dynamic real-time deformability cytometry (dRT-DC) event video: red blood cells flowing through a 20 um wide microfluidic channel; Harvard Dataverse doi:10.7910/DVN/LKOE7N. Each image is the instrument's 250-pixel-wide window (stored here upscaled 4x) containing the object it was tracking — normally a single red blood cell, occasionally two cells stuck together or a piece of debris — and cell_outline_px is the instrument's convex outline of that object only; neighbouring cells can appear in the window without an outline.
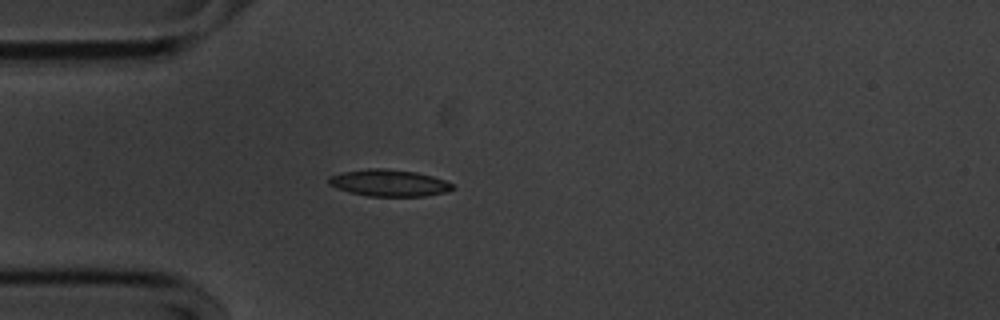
{"species": "common noctule bat (a hibernating species)", "species_latin": "Nyctalus noctula", "temperature_condition": "cold", "stored_images_in_passage": 41, "camera_frame_rate_fps": 3000, "um_per_image_px": 0.085, "animal": {"sex": "male", "body_mass_g": 20.1, "forearm_length_mm": 53.5}, "frame": {"image": 1, "passage_image": 1, "time_ms": 0.0, "image_size_px": [1000, 320], "cell_outline_px": [[456, 188], [444, 192], [424, 196], [368, 196], [348, 192], [336, 188], [328, 184], [328, 176], [340, 172], [368, 168], [384, 168], [416, 172], [432, 176], [444, 180], [452, 184]], "centroid_in_image_um": [33.01, 15.54], "position_along_channel_um": 52.0, "area_um2": 19.42}}
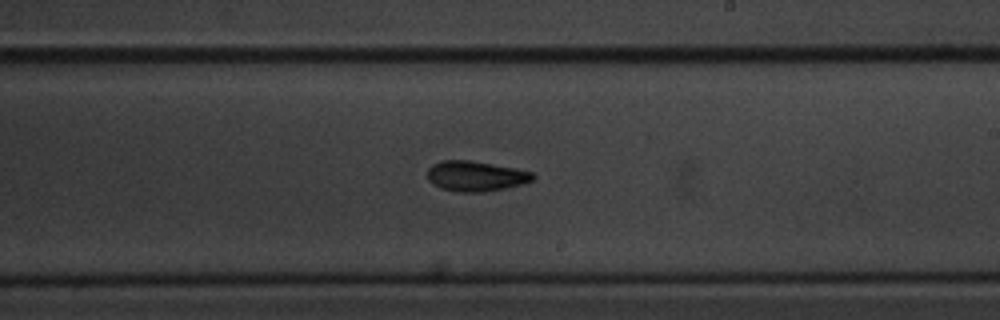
{"frame": {"image": 2, "passage_image": 18, "time_ms": 5.667, "image_size_px": [1000, 320], "cell_outline_px": [[536, 176], [532, 180], [524, 184], [504, 188], [480, 192], [456, 192], [440, 188], [432, 184], [428, 180], [428, 168], [432, 164], [440, 160], [468, 160], [516, 168], [532, 172]], "centroid_in_image_um": [40.41, 14.97], "position_along_channel_um": 248.6, "area_um2": 18.67}}
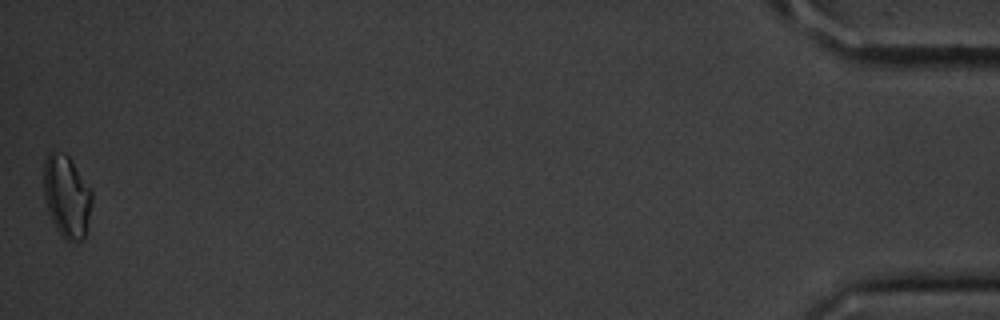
{"frame": {"image": 3, "passage_image": 41, "time_ms": 13.333, "image_size_px": [1000, 320], "cell_outline_px": [[92, 204], [84, 240], [76, 244], [64, 240], [56, 228], [48, 212], [44, 196], [44, 160], [48, 152], [52, 148], [64, 152], [68, 156], [92, 192]], "centroid_in_image_um": [5.66, 16.71], "position_along_channel_um": 429.5, "area_um2": 23.47}, "authors_computed_cell_mechanics": {"area_um2": 18.6694, "velocity_mm_per_s": 3.6009, "shape_relaxation_time_tau1_ms": 2.9147, "shape_relaxation_time_tau2_ms": 3.4502, "deformation_change_tau1": 0.1169, "deformation_change_tau2": 0.087}}